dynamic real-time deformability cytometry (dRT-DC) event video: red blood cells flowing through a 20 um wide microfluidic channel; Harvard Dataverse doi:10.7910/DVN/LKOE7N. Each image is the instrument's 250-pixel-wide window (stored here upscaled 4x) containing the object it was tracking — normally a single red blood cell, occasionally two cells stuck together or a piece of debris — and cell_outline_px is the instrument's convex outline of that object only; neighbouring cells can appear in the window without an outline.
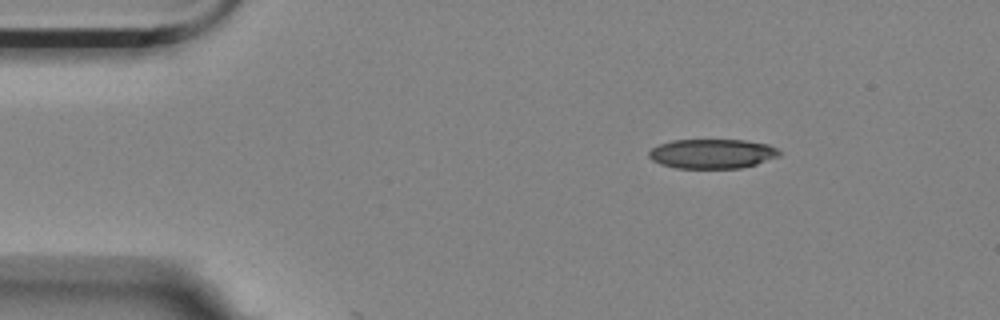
{"species": "Egyptian fruit bat (a non-hibernating species)", "species_latin": "Rousettus aegyptiacus", "temperature_condition": "room temperature", "stored_images_in_passage": 5, "camera_frame_rate_fps": 3000, "um_per_image_px": 0.085, "animal": {"sex": "female"}, "frame": {"image": 1, "passage_image": 3, "time_ms": 0.667, "image_size_px": [1000, 320], "cell_outline_px": [[780, 156], [756, 164], [740, 168], [676, 168], [660, 164], [652, 160], [648, 156], [648, 152], [652, 148], [660, 144], [672, 140], [744, 140], [768, 144], [776, 148], [780, 152]], "centroid_in_image_um": [60.53, 13.07], "position_along_channel_um": 24.5, "area_um2": 22.43}}